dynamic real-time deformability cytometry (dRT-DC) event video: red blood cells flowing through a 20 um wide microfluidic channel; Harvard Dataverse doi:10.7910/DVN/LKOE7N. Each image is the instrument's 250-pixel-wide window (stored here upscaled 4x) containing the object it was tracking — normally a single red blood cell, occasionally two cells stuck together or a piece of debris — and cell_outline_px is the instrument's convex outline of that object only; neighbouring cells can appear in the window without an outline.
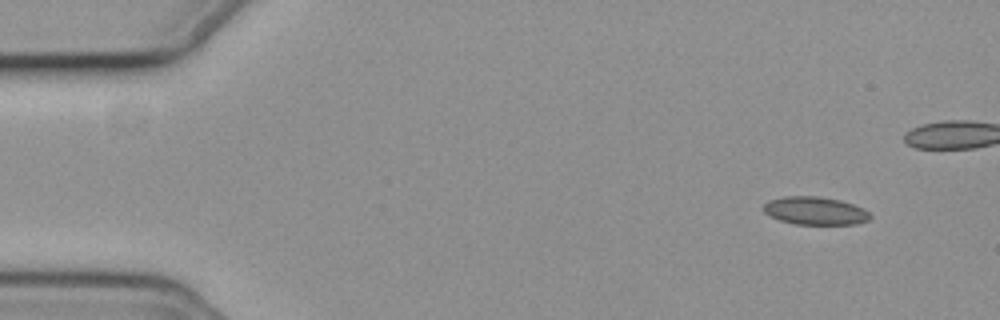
{"species": "common noctule bat (a hibernating species)", "species_latin": "Nyctalus noctula", "temperature_condition": "cold", "stored_images_in_passage": 15, "camera_frame_rate_fps": 3000, "um_per_image_px": 0.085, "animal": {"sex": "female", "body_mass_g": 19.3, "forearm_length_mm": 54.1}, "frame": {"image": 1, "passage_image": 5, "time_ms": 1.333, "image_size_px": [1000, 320], "cell_outline_px": [[872, 216], [868, 220], [856, 224], [796, 224], [780, 220], [764, 212], [764, 204], [768, 200], [784, 196], [820, 196], [840, 200], [864, 208]], "centroid_in_image_um": [69.3, 17.91], "position_along_channel_um": 15.7, "area_um2": 17.34}}